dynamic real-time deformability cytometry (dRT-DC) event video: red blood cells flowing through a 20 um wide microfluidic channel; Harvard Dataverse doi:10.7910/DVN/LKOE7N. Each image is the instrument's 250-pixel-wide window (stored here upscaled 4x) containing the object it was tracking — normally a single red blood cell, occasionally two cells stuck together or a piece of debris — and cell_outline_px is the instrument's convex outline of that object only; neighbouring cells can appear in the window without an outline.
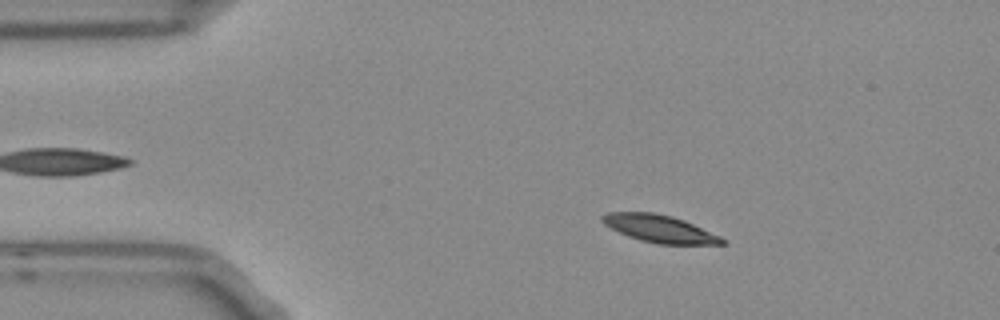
{"species": "Egyptian fruit bat (a non-hibernating species)", "species_latin": "Rousettus aegyptiacus", "temperature_condition": "room temperature", "stored_images_in_passage": 9, "camera_frame_rate_fps": 3000, "um_per_image_px": 0.085, "frame": {"image": 1, "passage_image": 2, "time_ms": 0.333, "image_size_px": [1000, 320], "cell_outline_px": [[728, 244], [660, 244], [640, 240], [628, 236], [604, 224], [600, 220], [600, 216], [608, 212], [652, 212], [672, 216], [684, 220], [720, 236], [728, 240]], "centroid_in_image_um": [56.08, 19.44], "position_along_channel_um": 28.9, "area_um2": 19.13}}
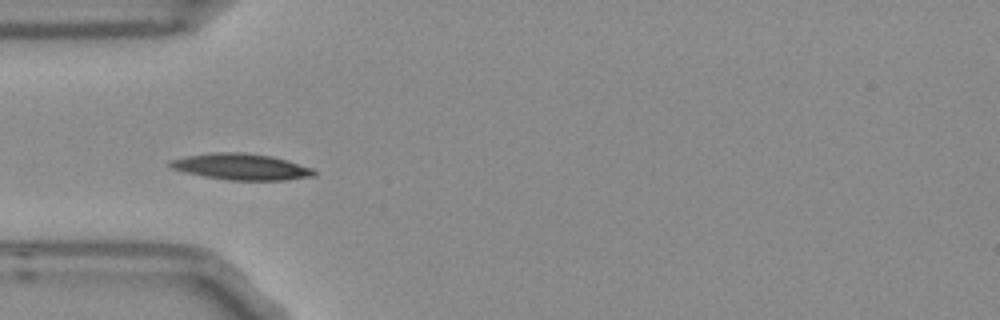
{"frame": {"image": 2, "passage_image": 4, "time_ms": 1.0, "image_size_px": [1000, 320], "cell_outline_px": [[316, 176], [284, 180], [228, 180], [204, 176], [184, 172], [172, 168], [168, 164], [168, 160], [188, 156], [212, 152], [244, 152], [272, 156], [288, 160], [312, 168], [316, 172]], "centroid_in_image_um": [20.51, 14.17], "position_along_channel_um": 64.5, "area_um2": 22.08}}